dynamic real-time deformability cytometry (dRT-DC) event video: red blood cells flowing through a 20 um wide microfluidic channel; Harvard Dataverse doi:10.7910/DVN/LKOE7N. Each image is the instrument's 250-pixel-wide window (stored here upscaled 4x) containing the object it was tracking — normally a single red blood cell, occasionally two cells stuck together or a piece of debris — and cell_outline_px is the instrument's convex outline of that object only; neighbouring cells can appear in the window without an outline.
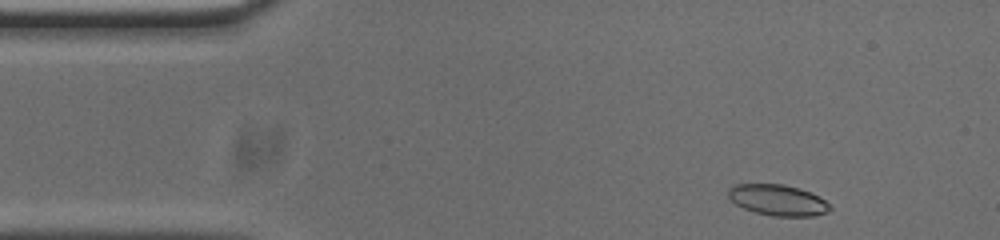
{"species": "common noctule bat (a hibernating species)", "species_latin": "Nyctalus noctula", "temperature_condition": "cold", "stored_images_in_passage": 48, "camera_frame_rate_fps": 3000, "um_per_image_px": 0.085, "animal": {"sex": "male", "body_mass_g": 20.0, "forearm_length_mm": 53.3}, "frame": {"image": 1, "passage_image": 1, "time_ms": 0.0, "image_size_px": [1000, 240], "cell_outline_px": [[832, 208], [828, 212], [816, 216], [772, 216], [756, 212], [744, 208], [736, 204], [728, 196], [728, 188], [736, 184], [784, 184], [800, 188], [824, 200]], "centroid_in_image_um": [66.11, 17.01], "position_along_channel_um": 18.9, "area_um2": 18.21}}
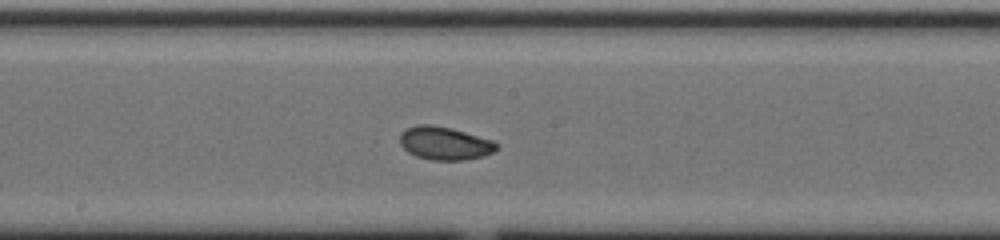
{"frame": {"image": 2, "passage_image": 22, "time_ms": 7.0, "image_size_px": [1000, 240], "cell_outline_px": [[500, 148], [484, 156], [464, 160], [432, 160], [416, 156], [408, 152], [400, 144], [400, 132], [416, 124], [432, 124], [452, 128], [492, 140], [500, 144]], "centroid_in_image_um": [37.81, 12.17], "position_along_channel_um": 210.4, "area_um2": 18.84}}
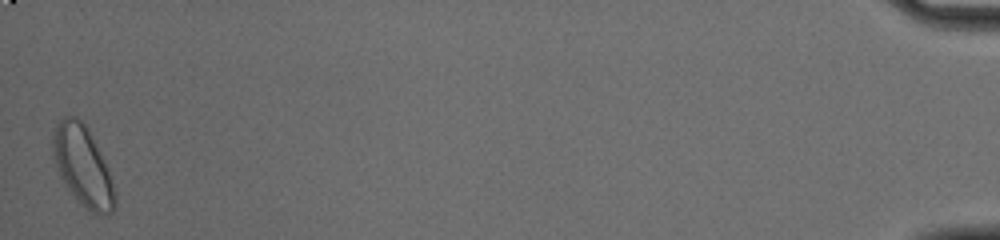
{"frame": {"image": 3, "passage_image": 48, "time_ms": 15.667, "image_size_px": [1000, 240], "cell_outline_px": [[116, 208], [108, 216], [100, 216], [92, 212], [72, 196], [60, 176], [52, 156], [52, 132], [56, 124], [64, 116], [76, 116], [88, 128], [108, 172], [116, 196]], "centroid_in_image_um": [7.01, 14.14], "position_along_channel_um": 428.2, "area_um2": 28.73}, "authors_computed_cell_mechanics": {"area_um2": 18.6983, "velocity_mm_per_s": 3.7322, "shape_relaxation_time_tau1_ms": 3.745, "shape_relaxation_time_tau2_ms": 2.5043, "deformation_change_tau1": 0.1018, "deformation_change_tau2": 0.0578}}